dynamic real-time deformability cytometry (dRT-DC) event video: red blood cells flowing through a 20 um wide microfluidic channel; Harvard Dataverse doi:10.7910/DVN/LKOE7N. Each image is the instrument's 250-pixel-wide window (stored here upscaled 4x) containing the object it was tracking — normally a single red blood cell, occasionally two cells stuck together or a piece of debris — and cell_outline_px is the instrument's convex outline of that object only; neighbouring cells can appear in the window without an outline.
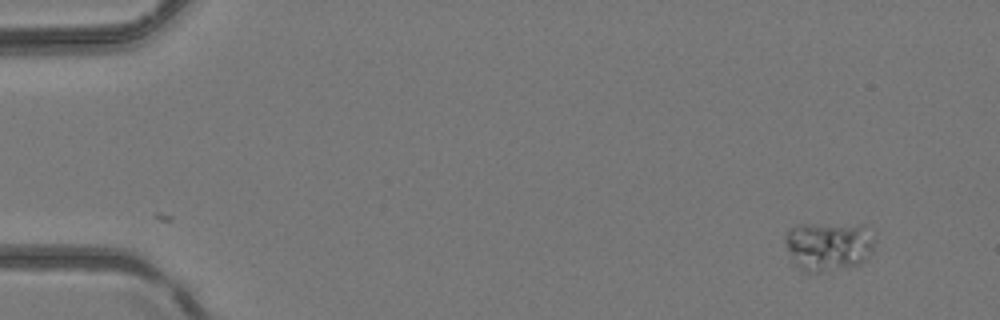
{"species": "common noctule bat (a hibernating species)", "species_latin": "Nyctalus noctula", "temperature_condition": "room temperature", "stored_images_in_passage": 4, "camera_frame_rate_fps": 3000, "um_per_image_px": 0.085, "animal": {"sex": "female", "body_mass_g": 24.6, "forearm_length_mm": 56.2}, "frame": {"image": 1, "passage_image": 1, "time_ms": 0.0, "image_size_px": [1000, 320], "cell_outline_px": [[872, 252], [860, 264], [808, 276], [792, 264], [784, 240], [784, 236], [788, 228], [796, 224], [864, 224], [872, 240]], "centroid_in_image_um": [70.31, 20.95], "position_along_channel_um": 14.7, "area_um2": 26.36}}
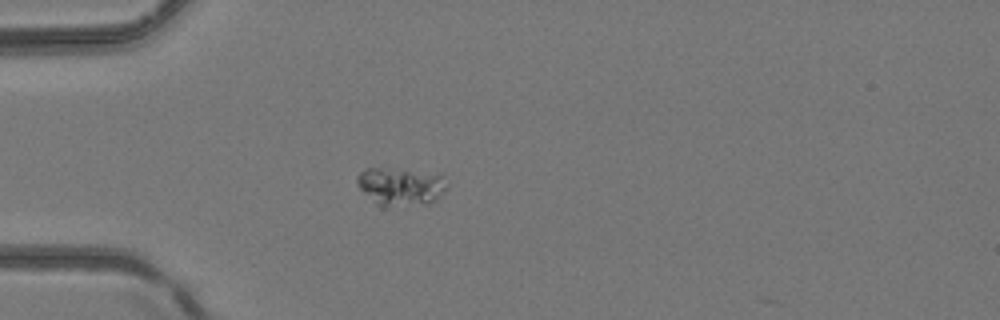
{"frame": {"image": 2, "passage_image": 4, "time_ms": 1.0, "image_size_px": [1000, 320], "cell_outline_px": [[448, 188], [436, 200], [424, 204], [384, 208], [380, 208], [356, 184], [356, 176], [364, 168], [380, 168], [444, 172], [448, 184]], "centroid_in_image_um": [34.12, 15.84], "position_along_channel_um": 50.9, "area_um2": 20.75}}